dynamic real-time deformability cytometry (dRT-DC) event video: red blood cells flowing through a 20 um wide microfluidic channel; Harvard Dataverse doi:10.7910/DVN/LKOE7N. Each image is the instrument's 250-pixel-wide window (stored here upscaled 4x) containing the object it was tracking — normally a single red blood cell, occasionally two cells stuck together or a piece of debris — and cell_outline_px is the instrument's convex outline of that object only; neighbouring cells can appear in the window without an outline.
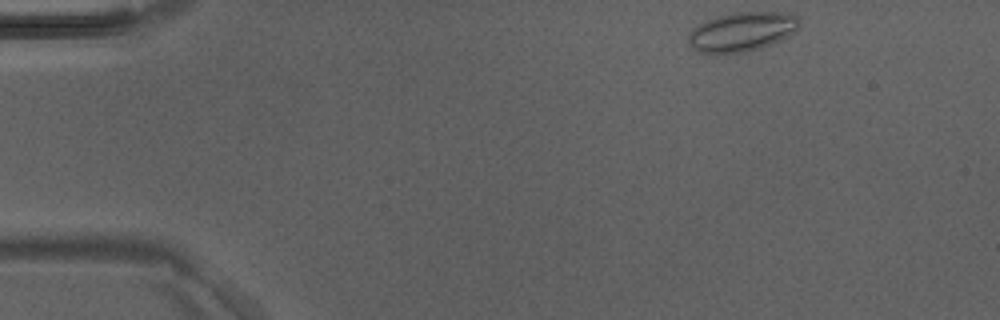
{"species": "Egyptian fruit bat (a non-hibernating species)", "species_latin": "Rousettus aegyptiacus", "temperature_condition": "room temperature", "stored_images_in_passage": 3, "camera_frame_rate_fps": 3000, "um_per_image_px": 0.085, "animal": {"sex": "male"}, "frame": {"image": 1, "passage_image": 1, "time_ms": 0.0, "image_size_px": [1000, 320], "cell_outline_px": [[800, 24], [796, 32], [760, 48], [744, 52], [696, 52], [688, 44], [688, 32], [696, 24], [720, 16], [736, 12], [788, 12], [796, 16], [800, 20]], "centroid_in_image_um": [63.05, 2.68], "position_along_channel_um": 21.9, "area_um2": 25.26}}